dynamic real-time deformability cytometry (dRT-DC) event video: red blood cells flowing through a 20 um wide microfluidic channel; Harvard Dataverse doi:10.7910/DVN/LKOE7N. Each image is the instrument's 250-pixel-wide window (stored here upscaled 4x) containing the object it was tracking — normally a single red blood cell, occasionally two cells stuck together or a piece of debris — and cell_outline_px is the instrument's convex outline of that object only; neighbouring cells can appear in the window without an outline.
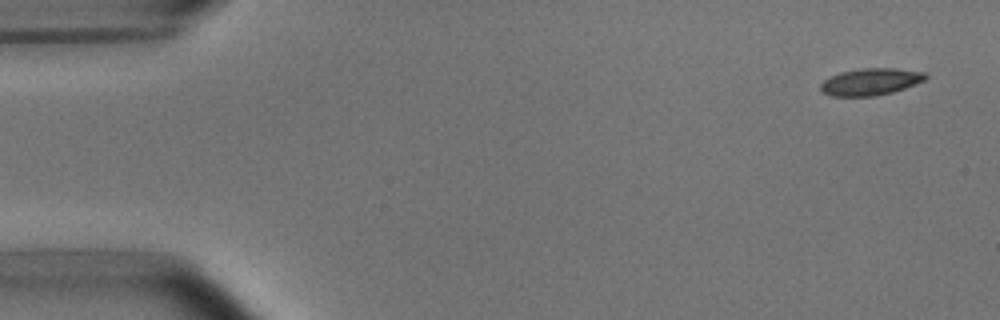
{"species": "common noctule bat (a hibernating species)", "species_latin": "Nyctalus noctula", "temperature_condition": "room temperature", "stored_images_in_passage": 4, "camera_frame_rate_fps": 3000, "um_per_image_px": 0.085, "animal": {"sex": "male", "body_mass_g": 15.6}, "frame": {"image": 1, "passage_image": 1, "time_ms": 0.0, "image_size_px": [1000, 320], "cell_outline_px": [[928, 76], [924, 80], [904, 88], [892, 92], [872, 96], [832, 96], [824, 92], [820, 88], [820, 84], [824, 80], [840, 72], [864, 68], [896, 68], [924, 72]], "centroid_in_image_um": [74.0, 6.94], "position_along_channel_um": 11.0, "area_um2": 16.24}}
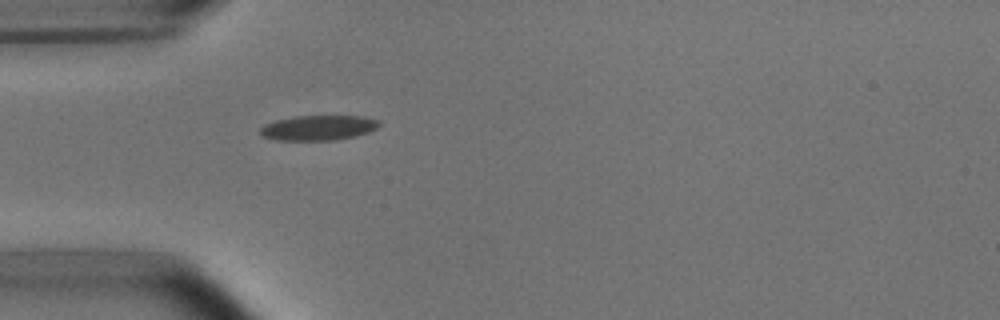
{"frame": {"image": 2, "passage_image": 4, "time_ms": 4.333, "image_size_px": [1000, 320], "cell_outline_px": [[380, 124], [376, 128], [368, 132], [356, 136], [336, 140], [276, 140], [260, 136], [260, 128], [264, 124], [276, 120], [296, 116], [364, 116], [380, 120]], "centroid_in_image_um": [27.05, 10.86], "position_along_channel_um": 57.9, "area_um2": 17.46}}